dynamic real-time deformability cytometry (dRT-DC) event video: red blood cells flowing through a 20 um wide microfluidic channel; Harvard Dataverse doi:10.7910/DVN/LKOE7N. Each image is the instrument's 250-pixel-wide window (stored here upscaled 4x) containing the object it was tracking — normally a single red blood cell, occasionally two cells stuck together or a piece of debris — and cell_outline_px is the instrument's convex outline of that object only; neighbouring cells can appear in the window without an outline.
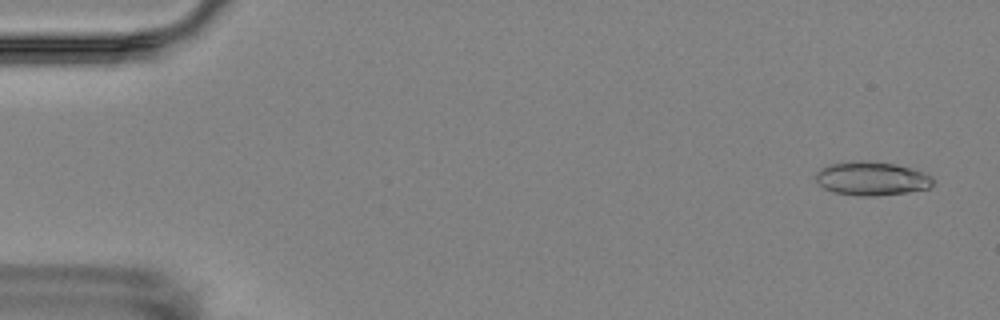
{"species": "Egyptian fruit bat (a non-hibernating species)", "species_latin": "Rousettus aegyptiacus", "temperature_condition": "room temperature", "stored_images_in_passage": 4, "camera_frame_rate_fps": 3000, "um_per_image_px": 0.085, "animal": {"sex": "female"}, "frame": {"image": 1, "passage_image": 1, "time_ms": 0.0, "image_size_px": [1000, 320], "cell_outline_px": [[932, 184], [928, 188], [908, 192], [876, 196], [860, 196], [832, 192], [824, 188], [816, 180], [816, 172], [820, 168], [828, 164], [852, 160], [868, 160], [896, 164], [924, 172], [932, 176]], "centroid_in_image_um": [74.06, 15.16], "position_along_channel_um": 10.9, "area_um2": 23.29}}